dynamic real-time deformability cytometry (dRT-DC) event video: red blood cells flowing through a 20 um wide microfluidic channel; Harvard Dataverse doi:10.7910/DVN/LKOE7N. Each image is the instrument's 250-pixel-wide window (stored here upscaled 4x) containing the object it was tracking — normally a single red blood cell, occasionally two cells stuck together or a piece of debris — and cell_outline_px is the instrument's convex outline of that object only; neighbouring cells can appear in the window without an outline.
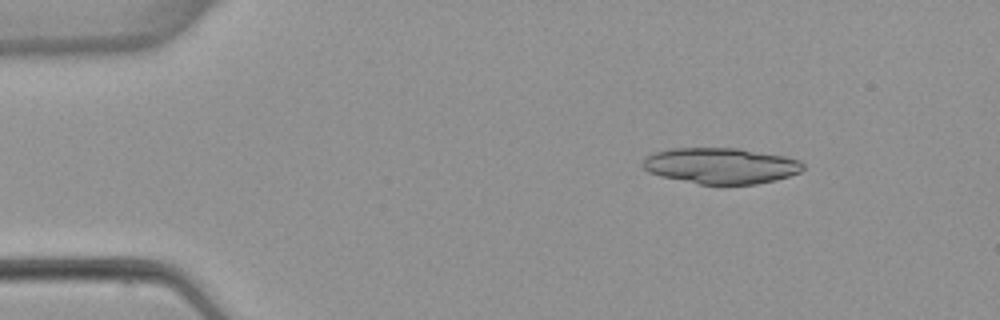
{"species": "common noctule bat (a hibernating species)", "species_latin": "Nyctalus noctula", "temperature_condition": "warm", "stored_images_in_passage": 4, "camera_frame_rate_fps": 3000, "um_per_image_px": 0.085, "animal": {"sex": "female", "body_mass_g": 22.7, "forearm_length_mm": 54.2}, "frame": {"image": 1, "passage_image": 2, "time_ms": 1.333, "image_size_px": [1000, 320], "cell_outline_px": [[804, 168], [800, 172], [776, 180], [756, 184], [700, 184], [660, 176], [648, 172], [640, 164], [644, 156], [656, 152], [672, 148], [740, 148], [784, 156], [800, 160], [804, 164]], "centroid_in_image_um": [61.25, 14.08], "position_along_channel_um": 23.7, "area_um2": 33.7}}